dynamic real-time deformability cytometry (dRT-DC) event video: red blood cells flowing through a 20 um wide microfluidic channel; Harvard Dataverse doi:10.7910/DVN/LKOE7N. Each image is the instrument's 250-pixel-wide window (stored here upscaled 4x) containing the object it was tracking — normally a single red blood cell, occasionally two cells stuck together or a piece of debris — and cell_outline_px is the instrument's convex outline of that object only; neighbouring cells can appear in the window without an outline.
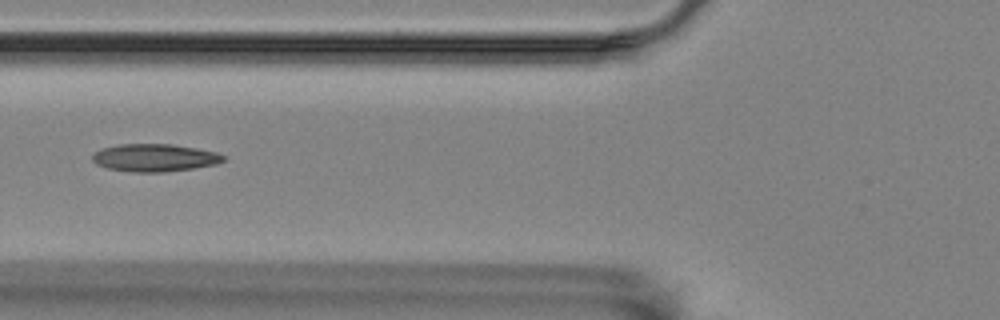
{"species": "Egyptian fruit bat (a non-hibernating species)", "species_latin": "Rousettus aegyptiacus", "temperature_condition": "room temperature", "stored_images_in_passage": 8, "camera_frame_rate_fps": 3000, "um_per_image_px": 0.085, "animal": {"sex": "female"}, "frame": {"image": 1, "passage_image": 4, "time_ms": 1.0, "image_size_px": [1000, 320], "cell_outline_px": [[224, 160], [216, 164], [192, 168], [164, 172], [132, 172], [108, 168], [96, 164], [92, 160], [92, 156], [96, 152], [104, 148], [120, 144], [172, 144], [196, 148], [216, 152], [224, 156]], "centroid_in_image_um": [13.14, 13.41], "position_along_channel_um": 112.7, "area_um2": 20.87}}
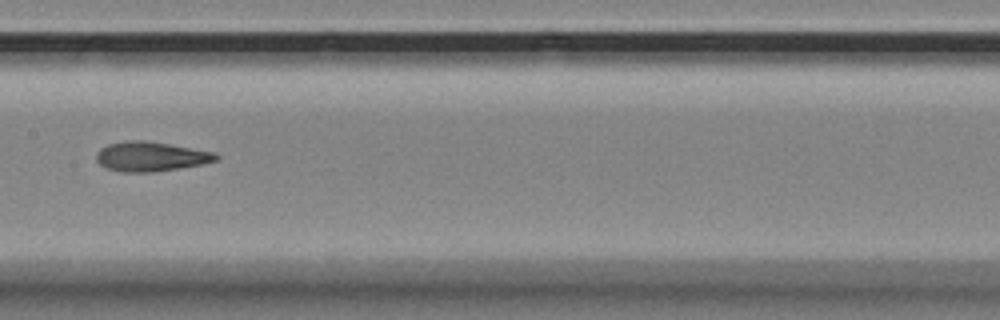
{"frame": {"image": 2, "passage_image": 6, "time_ms": 1.667, "image_size_px": [1000, 320], "cell_outline_px": [[220, 156], [216, 160], [200, 164], [180, 168], [152, 172], [120, 172], [108, 168], [100, 164], [96, 160], [96, 152], [100, 148], [108, 144], [124, 140], [144, 140], [168, 144], [212, 152]], "centroid_in_image_um": [12.75, 13.3], "position_along_channel_um": 194.7, "area_um2": 20.46}}
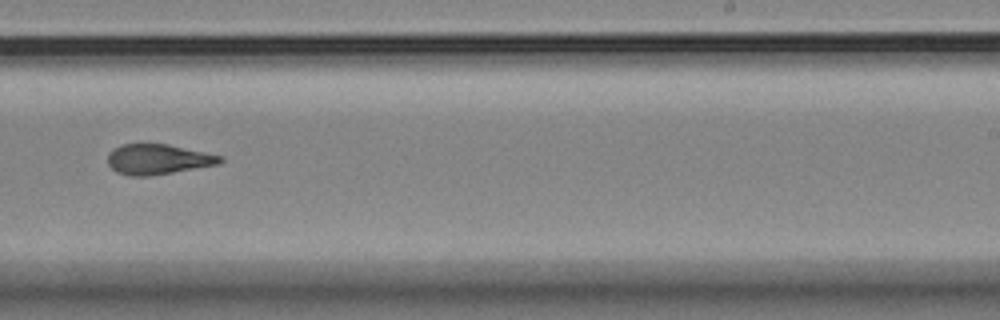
{"frame": {"image": 3, "passage_image": 8, "time_ms": 2.333, "image_size_px": [1000, 320], "cell_outline_px": [[224, 160], [220, 164], [148, 176], [132, 176], [116, 172], [108, 164], [108, 152], [112, 148], [120, 144], [168, 144], [220, 156]], "centroid_in_image_um": [13.37, 13.53], "position_along_channel_um": 275.6, "area_um2": 19.65}}